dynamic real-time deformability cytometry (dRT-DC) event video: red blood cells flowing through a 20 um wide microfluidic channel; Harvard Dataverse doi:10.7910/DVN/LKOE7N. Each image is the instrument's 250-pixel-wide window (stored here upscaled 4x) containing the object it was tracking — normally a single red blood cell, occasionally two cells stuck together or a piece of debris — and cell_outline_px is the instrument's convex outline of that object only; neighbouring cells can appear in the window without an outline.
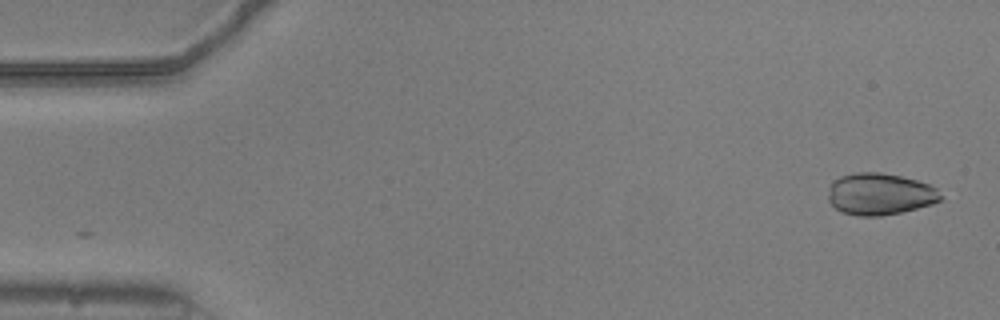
{"species": "common noctule bat (a hibernating species)", "species_latin": "Nyctalus noctula", "temperature_condition": "warm", "stored_images_in_passage": 19, "camera_frame_rate_fps": 3000, "um_per_image_px": 0.085, "animal": {"sex": "male", "body_mass_g": 20.5, "forearm_length_mm": 52.5}, "frame": {"image": 1, "passage_image": 1, "time_ms": 0.0, "image_size_px": [1000, 320], "cell_outline_px": [[944, 200], [932, 204], [900, 212], [880, 216], [856, 216], [844, 212], [836, 208], [828, 200], [828, 188], [840, 176], [856, 172], [880, 172], [900, 176], [916, 180], [928, 184], [936, 188], [944, 196]], "centroid_in_image_um": [74.81, 16.49], "position_along_channel_um": 10.2, "area_um2": 27.4}}
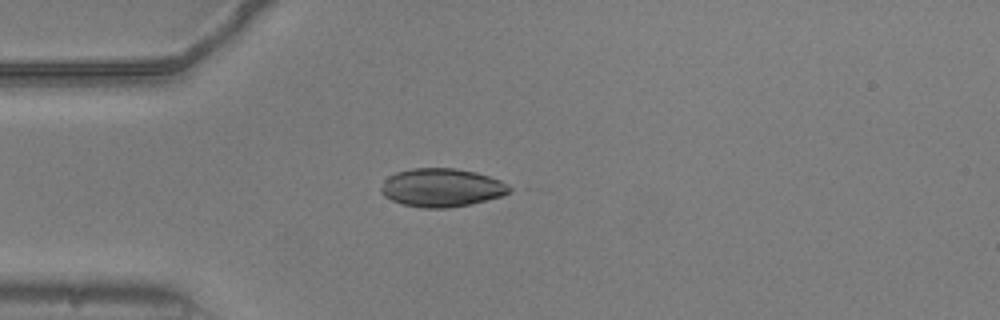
{"frame": {"image": 2, "passage_image": 13, "time_ms": 4.0, "image_size_px": [1000, 320], "cell_outline_px": [[516, 188], [512, 192], [500, 196], [472, 204], [448, 208], [420, 208], [400, 204], [384, 196], [380, 192], [380, 188], [384, 180], [388, 176], [396, 172], [412, 168], [456, 168], [476, 172], [500, 180]], "centroid_in_image_um": [37.55, 15.95], "position_along_channel_um": 47.5, "area_um2": 29.13}}
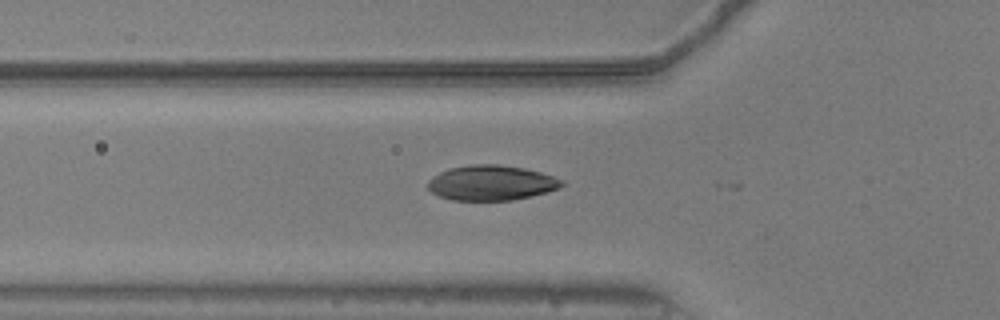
{"frame": {"image": 3, "passage_image": 17, "time_ms": 5.333, "image_size_px": [1000, 320], "cell_outline_px": [[564, 184], [560, 188], [532, 196], [512, 200], [452, 200], [440, 196], [432, 192], [428, 188], [428, 180], [432, 176], [448, 168], [472, 164], [496, 164], [524, 168], [540, 172], [564, 180]], "centroid_in_image_um": [41.76, 15.54], "position_along_channel_um": 84.0, "area_um2": 27.4}}